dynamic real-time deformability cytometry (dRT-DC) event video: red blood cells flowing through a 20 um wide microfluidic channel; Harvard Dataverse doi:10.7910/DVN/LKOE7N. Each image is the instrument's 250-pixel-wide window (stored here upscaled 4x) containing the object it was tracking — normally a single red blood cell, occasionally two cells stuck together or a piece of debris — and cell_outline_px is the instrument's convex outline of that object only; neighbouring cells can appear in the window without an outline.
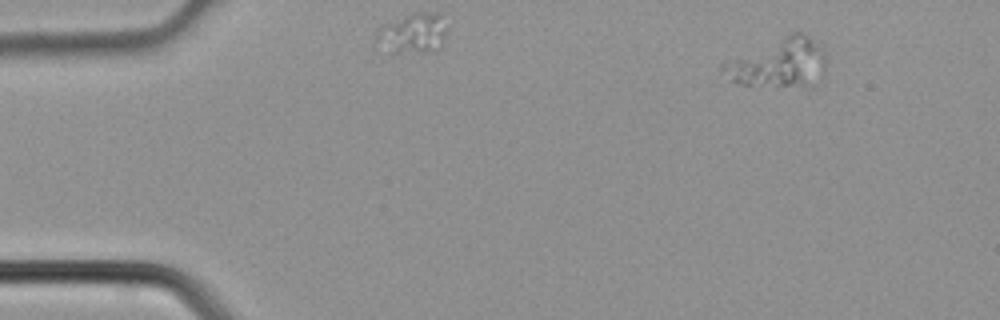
{"species": "common noctule bat (a hibernating species)", "species_latin": "Nyctalus noctula", "temperature_condition": "cold", "stored_images_in_passage": 3, "camera_frame_rate_fps": 3000, "um_per_image_px": 0.085, "animal": {"sex": "male", "body_mass_g": 21.5, "forearm_length_mm": 52.0}, "frame": {"image": 1, "passage_image": 1, "time_ms": 0.0, "image_size_px": [1000, 320], "cell_outline_px": [[828, 60], [824, 72], [776, 88], [736, 84], [720, 68], [720, 64], [792, 32], [804, 32], [824, 52]], "centroid_in_image_um": [66.11, 5.31], "position_along_channel_um": 18.9, "area_um2": 27.86}}
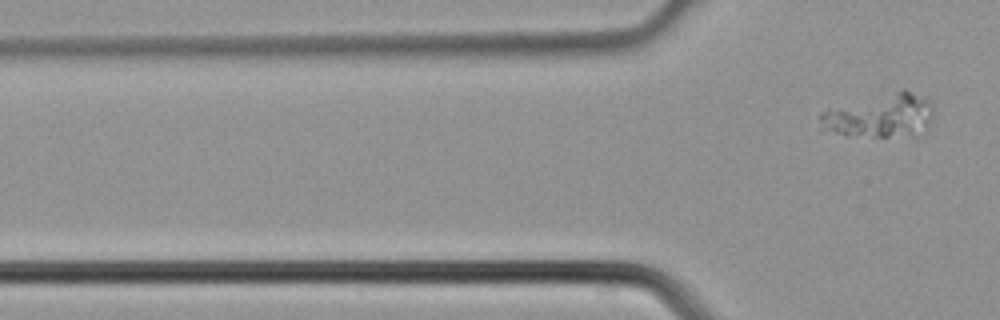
{"frame": {"image": 2, "passage_image": 3, "time_ms": 0.667, "image_size_px": [1000, 320], "cell_outline_px": [[932, 120], [928, 128], [916, 136], [844, 136], [820, 132], [820, 112], [900, 88], [904, 88], [928, 100], [932, 104]], "centroid_in_image_um": [74.8, 9.86], "position_along_channel_um": 51.0, "area_um2": 29.42}}